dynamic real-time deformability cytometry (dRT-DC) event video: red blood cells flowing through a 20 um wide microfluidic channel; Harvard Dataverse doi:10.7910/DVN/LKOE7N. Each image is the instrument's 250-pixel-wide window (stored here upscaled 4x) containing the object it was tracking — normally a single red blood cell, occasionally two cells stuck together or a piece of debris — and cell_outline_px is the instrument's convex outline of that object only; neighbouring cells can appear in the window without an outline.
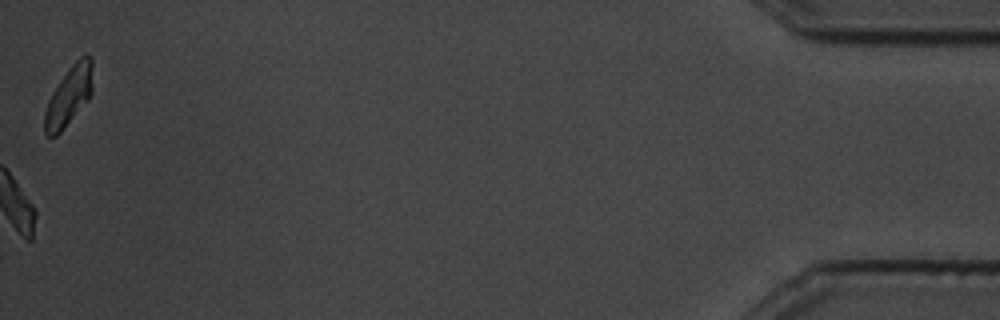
{"species": "common noctule bat (a hibernating species)", "species_latin": "Nyctalus noctula", "temperature_condition": "cold", "stored_images_in_passage": 24, "camera_frame_rate_fps": 3000, "um_per_image_px": 0.085, "animal": {"sex": "male", "body_mass_g": 19.5, "forearm_length_mm": 54.6}, "frame": {"image": 1, "passage_image": 24, "time_ms": 7.667, "image_size_px": [1000, 320], "cell_outline_px": [[92, 92], [88, 100], [60, 132], [56, 136], [48, 136], [44, 132], [44, 112], [48, 100], [52, 92], [68, 68], [80, 56], [92, 56]], "centroid_in_image_um": [5.85, 8.15], "position_along_channel_um": 429.4, "area_um2": 16.53}}